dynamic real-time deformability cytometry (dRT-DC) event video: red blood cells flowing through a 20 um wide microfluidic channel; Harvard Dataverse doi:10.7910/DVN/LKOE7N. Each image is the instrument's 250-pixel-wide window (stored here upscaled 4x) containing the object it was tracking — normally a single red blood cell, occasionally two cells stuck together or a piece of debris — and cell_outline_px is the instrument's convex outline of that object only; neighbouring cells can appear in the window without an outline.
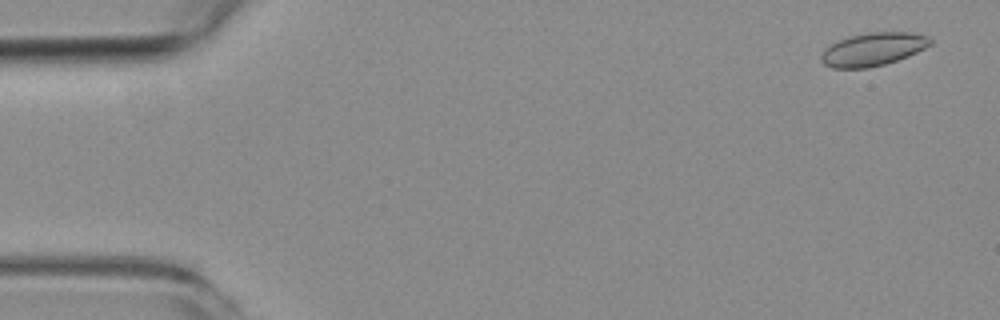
{"species": "common noctule bat (a hibernating species)", "species_latin": "Nyctalus noctula", "temperature_condition": "room temperature", "stored_images_in_passage": 5, "camera_frame_rate_fps": 3000, "um_per_image_px": 0.085, "animal": {"sex": "female", "body_mass_g": 19.3, "forearm_length_mm": 54.1}, "frame": {"image": 1, "passage_image": 1, "time_ms": 0.0, "image_size_px": [1000, 320], "cell_outline_px": [[932, 44], [908, 56], [884, 64], [868, 68], [832, 68], [824, 64], [820, 60], [820, 56], [824, 48], [848, 36], [868, 32], [908, 32], [928, 36], [932, 40]], "centroid_in_image_um": [74.18, 4.18], "position_along_channel_um": 10.8, "area_um2": 21.04}}
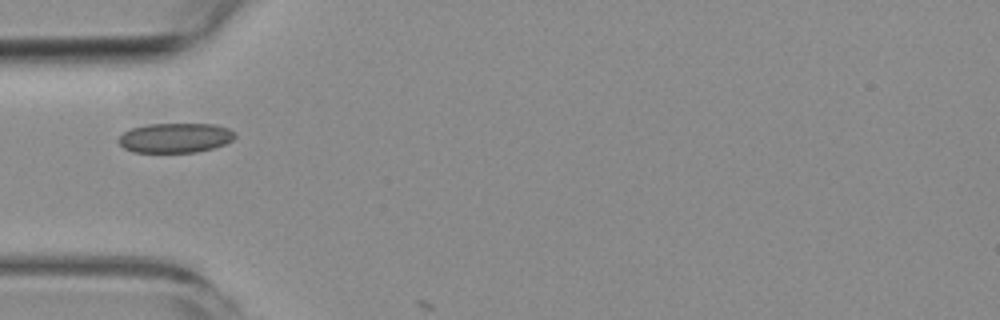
{"frame": {"image": 2, "passage_image": 4, "time_ms": 5.0, "image_size_px": [1000, 320], "cell_outline_px": [[236, 136], [232, 140], [224, 144], [212, 148], [196, 152], [132, 152], [124, 148], [116, 140], [124, 132], [132, 128], [148, 124], [216, 124], [228, 128], [236, 132]], "centroid_in_image_um": [14.9, 11.71], "position_along_channel_um": 70.1, "area_um2": 20.17}}